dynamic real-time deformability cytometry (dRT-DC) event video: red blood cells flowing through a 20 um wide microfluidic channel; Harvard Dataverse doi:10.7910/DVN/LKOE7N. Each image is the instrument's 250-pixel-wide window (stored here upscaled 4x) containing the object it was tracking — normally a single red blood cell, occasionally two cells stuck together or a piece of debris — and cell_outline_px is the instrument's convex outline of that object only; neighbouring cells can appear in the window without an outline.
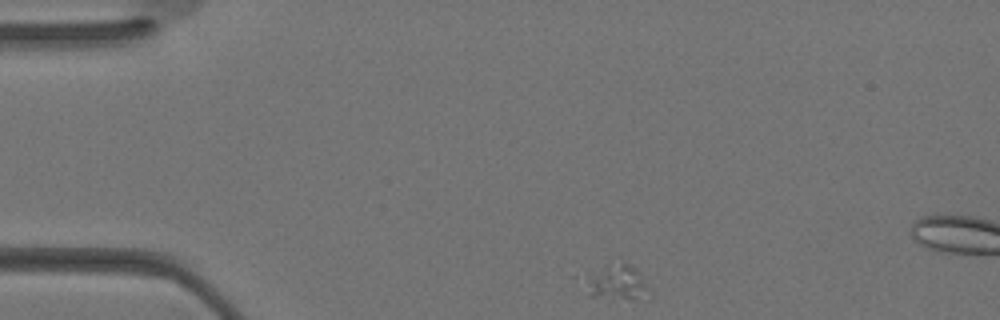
{"species": "Egyptian fruit bat (a non-hibernating species)", "species_latin": "Rousettus aegyptiacus", "temperature_condition": "warm", "stored_images_in_passage": 5, "camera_frame_rate_fps": 3000, "um_per_image_px": 0.085, "animal": {"sex": "female"}, "frame": {"image": 1, "passage_image": 1, "time_ms": 0.0, "image_size_px": [1000, 320], "cell_outline_px": [[644, 292], [640, 296], [632, 300], [612, 300], [592, 296], [588, 280], [588, 276], [624, 264], [628, 264], [636, 272], [644, 284]], "centroid_in_image_um": [52.42, 24.13], "position_along_channel_um": 32.6, "area_um2": 11.04}}